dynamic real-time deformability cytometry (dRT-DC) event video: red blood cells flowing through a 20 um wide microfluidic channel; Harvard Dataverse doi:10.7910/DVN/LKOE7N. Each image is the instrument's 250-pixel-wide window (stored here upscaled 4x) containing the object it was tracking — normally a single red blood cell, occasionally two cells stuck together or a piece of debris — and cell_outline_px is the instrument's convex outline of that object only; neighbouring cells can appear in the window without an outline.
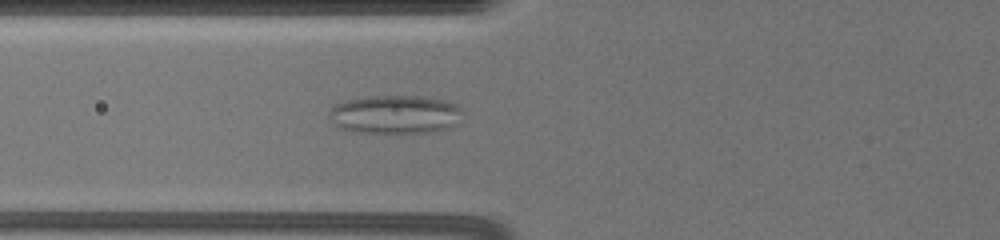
{"species": "common noctule bat (a hibernating species)", "species_latin": "Nyctalus noctula", "temperature_condition": "warm", "stored_images_in_passage": 4, "camera_frame_rate_fps": 3000, "um_per_image_px": 0.085, "animal": {"sex": "female", "body_mass_g": 19.5, "forearm_length_mm": 54.1}, "frame": {"image": 1, "passage_image": 4, "time_ms": 3.333, "image_size_px": [1000, 240], "cell_outline_px": [[460, 112], [456, 124], [448, 128], [428, 132], [352, 132], [340, 128], [328, 120], [328, 112], [336, 104], [348, 100], [372, 96], [420, 96], [444, 100], [456, 104], [460, 108]], "centroid_in_image_um": [33.53, 9.73], "position_along_channel_um": 92.3, "area_um2": 29.71}}